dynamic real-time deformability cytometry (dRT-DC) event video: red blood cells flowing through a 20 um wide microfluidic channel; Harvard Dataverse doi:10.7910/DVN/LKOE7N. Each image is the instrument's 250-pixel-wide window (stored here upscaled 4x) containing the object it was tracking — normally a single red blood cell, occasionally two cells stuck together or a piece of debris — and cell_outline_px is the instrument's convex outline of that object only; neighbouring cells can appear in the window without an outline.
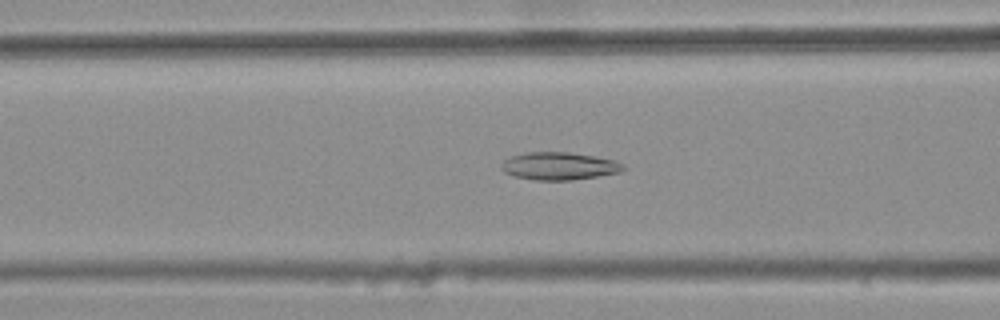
{"species": "common noctule bat (a hibernating species)", "species_latin": "Nyctalus noctula", "temperature_condition": "warm", "stored_images_in_passage": 34, "camera_frame_rate_fps": 3000, "um_per_image_px": 0.085, "animal": {"sex": "female", "body_mass_g": 25.1}, "frame": {"image": 1, "passage_image": 8, "time_ms": 2.333, "image_size_px": [1000, 320], "cell_outline_px": [[624, 168], [620, 172], [572, 180], [536, 180], [516, 176], [504, 172], [500, 168], [500, 164], [508, 156], [528, 152], [568, 152], [592, 156], [612, 160], [624, 164]], "centroid_in_image_um": [47.46, 14.11], "position_along_channel_um": 119.1, "area_um2": 19.48}}
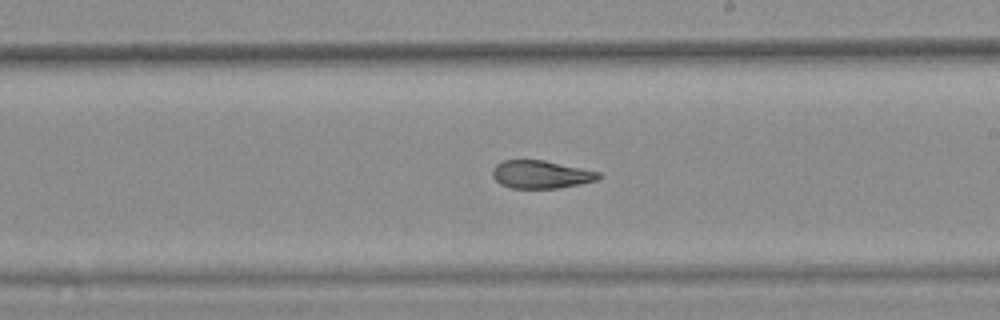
{"frame": {"image": 2, "passage_image": 18, "time_ms": 5.667, "image_size_px": [1000, 320], "cell_outline_px": [[600, 176], [596, 180], [580, 184], [556, 188], [512, 188], [500, 184], [492, 176], [492, 168], [496, 164], [504, 160], [544, 160], [600, 172]], "centroid_in_image_um": [45.94, 14.82], "position_along_channel_um": 243.1, "area_um2": 17.17}}
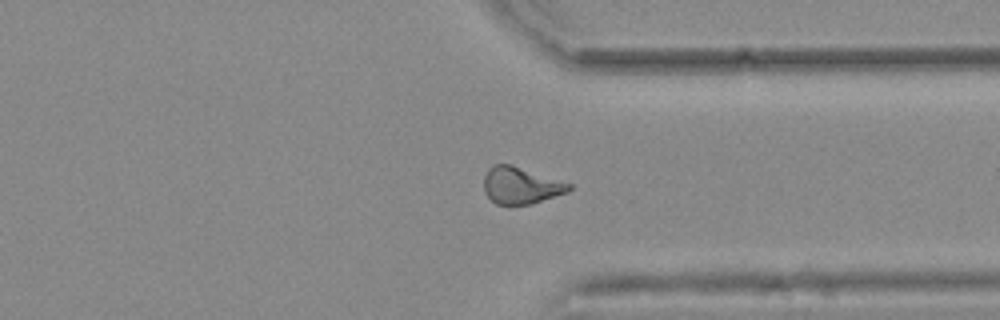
{"frame": {"image": 3, "passage_image": 28, "time_ms": 9.0, "image_size_px": [1000, 320], "cell_outline_px": [[572, 188], [568, 192], [532, 204], [496, 204], [484, 192], [484, 176], [488, 168], [492, 164], [512, 164], [572, 184]], "centroid_in_image_um": [44.27, 15.75], "position_along_channel_um": 367.1, "area_um2": 18.32}, "authors_computed_cell_mechanics": {"area_um2": 18.1781, "velocity_mm_per_s": 3.7209, "shape_relaxation_time_tau1_ms": null, "shape_relaxation_time_tau2_ms": 3.1762, "deformation_change_tau1": null, "deformation_change_tau2": 0.0971}}